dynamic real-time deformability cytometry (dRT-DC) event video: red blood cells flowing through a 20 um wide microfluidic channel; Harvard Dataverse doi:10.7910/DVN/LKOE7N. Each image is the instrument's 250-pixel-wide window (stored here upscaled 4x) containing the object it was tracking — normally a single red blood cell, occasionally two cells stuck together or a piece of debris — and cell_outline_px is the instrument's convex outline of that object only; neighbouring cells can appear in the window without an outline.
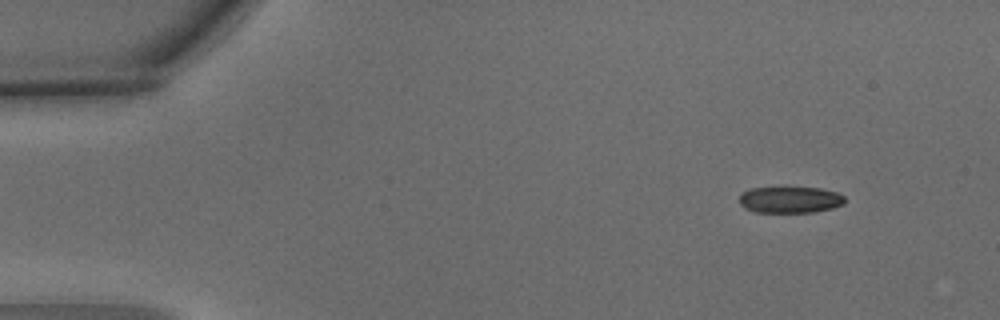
{"species": "common noctule bat (a hibernating species)", "species_latin": "Nyctalus noctula", "temperature_condition": "warm", "stored_images_in_passage": 4, "camera_frame_rate_fps": 3000, "um_per_image_px": 0.085, "animal": {"sex": "male", "body_mass_g": 15.6}, "frame": {"image": 1, "passage_image": 1, "time_ms": 0.0, "image_size_px": [1000, 320], "cell_outline_px": [[844, 204], [832, 208], [812, 212], [756, 212], [744, 208], [740, 204], [740, 192], [748, 188], [820, 188], [836, 192], [844, 196]], "centroid_in_image_um": [67.12, 16.98], "position_along_channel_um": 17.9, "area_um2": 16.18}}